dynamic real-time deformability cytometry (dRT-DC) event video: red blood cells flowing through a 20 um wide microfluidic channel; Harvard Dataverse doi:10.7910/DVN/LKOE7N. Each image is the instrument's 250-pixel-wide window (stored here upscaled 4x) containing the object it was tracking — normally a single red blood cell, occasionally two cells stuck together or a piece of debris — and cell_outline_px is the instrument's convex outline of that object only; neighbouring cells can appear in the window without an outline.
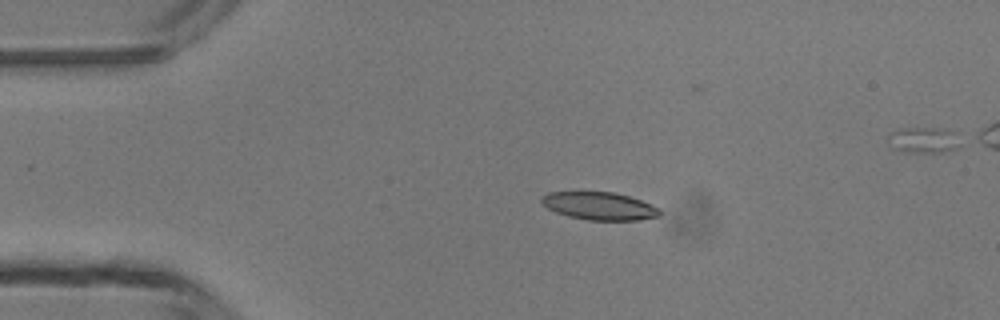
{"species": "common noctule bat (a hibernating species)", "species_latin": "Nyctalus noctula", "temperature_condition": "room temperature", "stored_images_in_passage": 4, "camera_frame_rate_fps": 3000, "um_per_image_px": 0.085, "animal": {"sex": "male", "body_mass_g": 13.3}, "frame": {"image": 1, "passage_image": 2, "time_ms": 1.0, "image_size_px": [1000, 320], "cell_outline_px": [[660, 216], [640, 220], [588, 220], [568, 216], [556, 212], [548, 208], [540, 200], [548, 192], [612, 192], [628, 196], [640, 200], [660, 208]], "centroid_in_image_um": [50.97, 17.52], "position_along_channel_um": 34.0, "area_um2": 18.96}}